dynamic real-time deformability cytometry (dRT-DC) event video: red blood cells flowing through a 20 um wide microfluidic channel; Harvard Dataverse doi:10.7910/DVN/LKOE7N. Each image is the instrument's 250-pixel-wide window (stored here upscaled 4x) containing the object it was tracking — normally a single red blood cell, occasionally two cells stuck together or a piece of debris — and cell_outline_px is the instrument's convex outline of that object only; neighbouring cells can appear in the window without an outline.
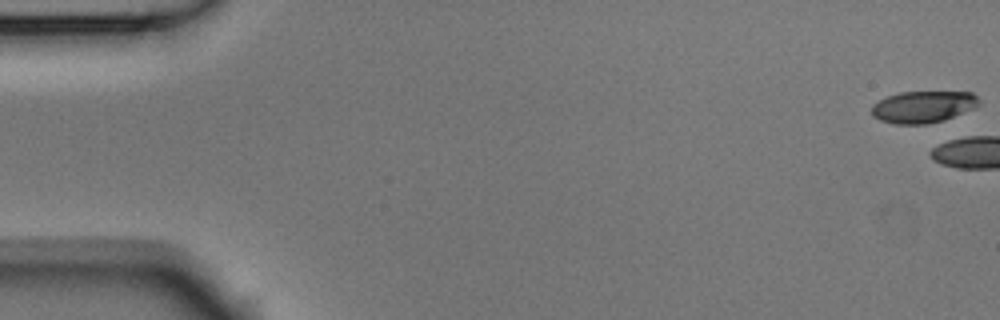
{"species": "Egyptian fruit bat (a non-hibernating species)", "species_latin": "Rousettus aegyptiacus", "temperature_condition": "room temperature", "stored_images_in_passage": 4, "camera_frame_rate_fps": 3000, "um_per_image_px": 0.085, "animal": {"sex": "male"}, "frame": {"image": 1, "passage_image": 1, "time_ms": 0.0, "image_size_px": [1000, 320], "cell_outline_px": [[980, 104], [976, 108], [944, 120], [928, 124], [896, 124], [880, 120], [872, 116], [872, 104], [888, 96], [900, 92], [972, 92], [980, 100]], "centroid_in_image_um": [78.49, 9.08], "position_along_channel_um": 6.5, "area_um2": 20.0}}